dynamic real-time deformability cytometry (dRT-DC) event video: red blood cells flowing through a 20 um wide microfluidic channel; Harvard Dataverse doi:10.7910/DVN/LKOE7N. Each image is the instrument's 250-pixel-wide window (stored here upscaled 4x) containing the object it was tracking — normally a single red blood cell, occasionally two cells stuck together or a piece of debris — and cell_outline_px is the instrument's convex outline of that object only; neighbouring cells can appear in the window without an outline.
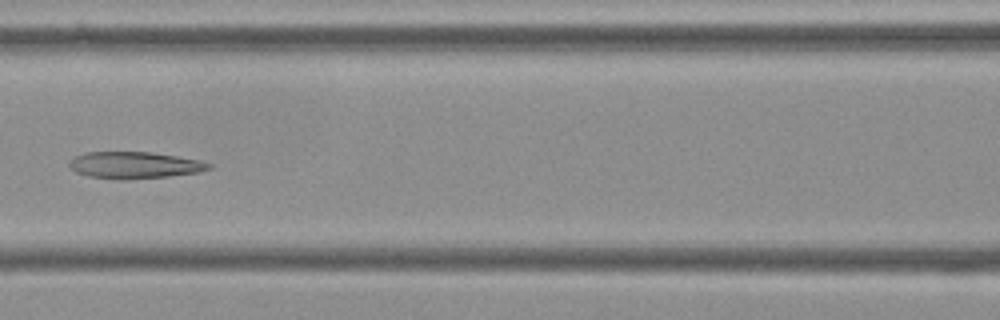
{"species": "Egyptian fruit bat (a non-hibernating species)", "species_latin": "Rousettus aegyptiacus", "temperature_condition": "cold", "stored_images_in_passage": 14, "camera_frame_rate_fps": 3000, "um_per_image_px": 0.085, "frame": {"image": 1, "passage_image": 6, "time_ms": 1.667, "image_size_px": [1000, 320], "cell_outline_px": [[216, 164], [212, 168], [200, 172], [168, 176], [124, 180], [120, 180], [88, 176], [76, 172], [68, 164], [68, 160], [84, 152], [152, 152], [200, 160]], "centroid_in_image_um": [11.47, 14.04], "position_along_channel_um": 155.1, "area_um2": 21.96}}
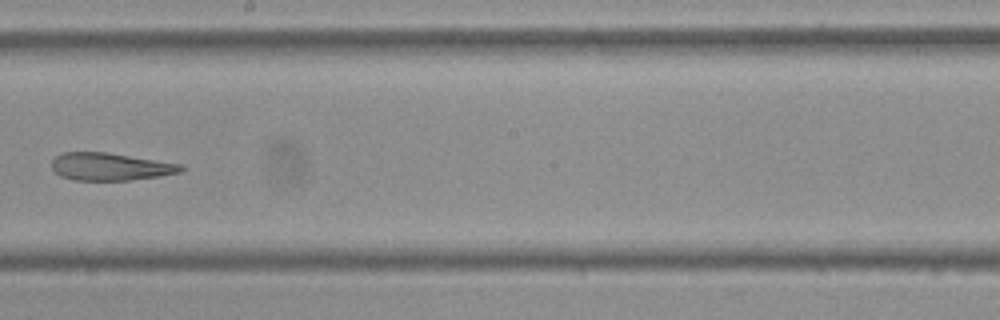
{"frame": {"image": 2, "passage_image": 8, "time_ms": 2.333, "image_size_px": [1000, 320], "cell_outline_px": [[184, 168], [180, 172], [160, 176], [128, 180], [76, 180], [60, 176], [52, 168], [52, 160], [56, 156], [64, 152], [108, 152], [184, 164]], "centroid_in_image_um": [9.4, 14.16], "position_along_channel_um": 238.8, "area_um2": 20.81}}
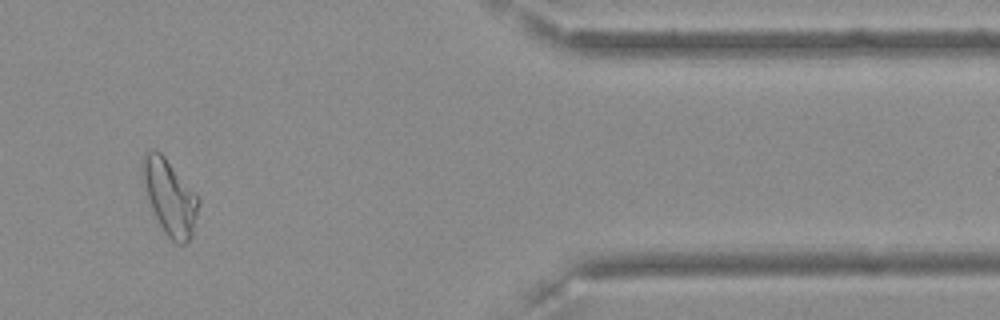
{"frame": {"image": 3, "passage_image": 12, "time_ms": 3.667, "image_size_px": [1000, 320], "cell_outline_px": [[200, 204], [192, 236], [184, 244], [176, 244], [164, 232], [148, 200], [140, 168], [140, 164], [144, 152], [148, 148], [156, 148], [164, 156], [200, 196]], "centroid_in_image_um": [14.43, 16.69], "position_along_channel_um": 397.0, "area_um2": 24.91}}